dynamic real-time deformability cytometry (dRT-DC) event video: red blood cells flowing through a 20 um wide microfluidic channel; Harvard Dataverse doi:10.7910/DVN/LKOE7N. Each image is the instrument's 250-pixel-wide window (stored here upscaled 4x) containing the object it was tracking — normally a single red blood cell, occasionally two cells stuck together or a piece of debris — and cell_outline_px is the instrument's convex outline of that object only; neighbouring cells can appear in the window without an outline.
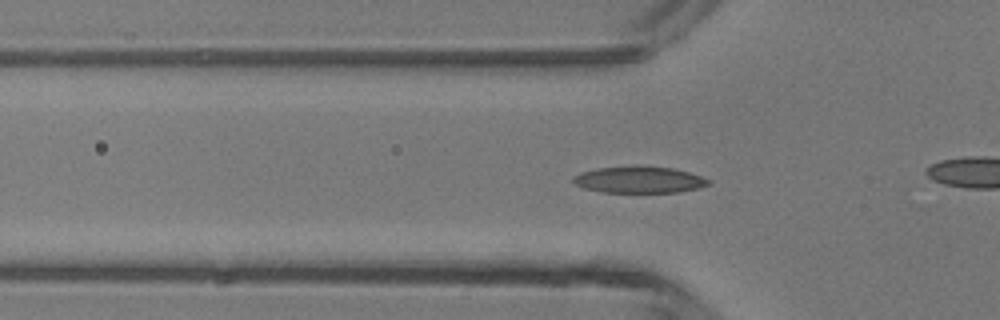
{"species": "common noctule bat (a hibernating species)", "species_latin": "Nyctalus noctula", "temperature_condition": "room temperature", "stored_images_in_passage": 48, "camera_frame_rate_fps": 3000, "um_per_image_px": 0.085, "animal": {"sex": "male", "body_mass_g": 13.3}, "frame": {"image": 1, "passage_image": 15, "time_ms": 4.667, "image_size_px": [1000, 320], "cell_outline_px": [[712, 184], [700, 188], [676, 192], [604, 192], [584, 188], [576, 184], [572, 180], [572, 176], [580, 172], [596, 168], [636, 164], [672, 168], [688, 172], [700, 176], [708, 180]], "centroid_in_image_um": [54.3, 15.25], "position_along_channel_um": 71.5, "area_um2": 21.27}}
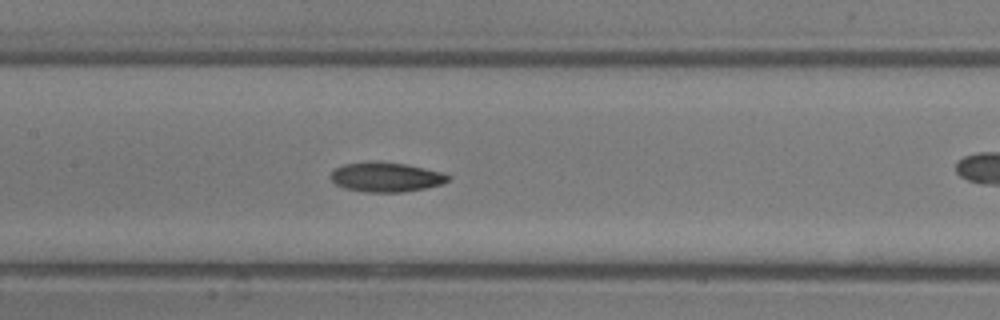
{"frame": {"image": 2, "passage_image": 22, "time_ms": 7.0, "image_size_px": [1000, 320], "cell_outline_px": [[452, 176], [448, 180], [440, 184], [424, 188], [400, 192], [364, 192], [344, 188], [336, 184], [328, 176], [336, 168], [344, 164], [368, 160], [376, 160], [404, 164], [444, 172]], "centroid_in_image_um": [32.78, 15.03], "position_along_channel_um": 174.6, "area_um2": 20.4}}
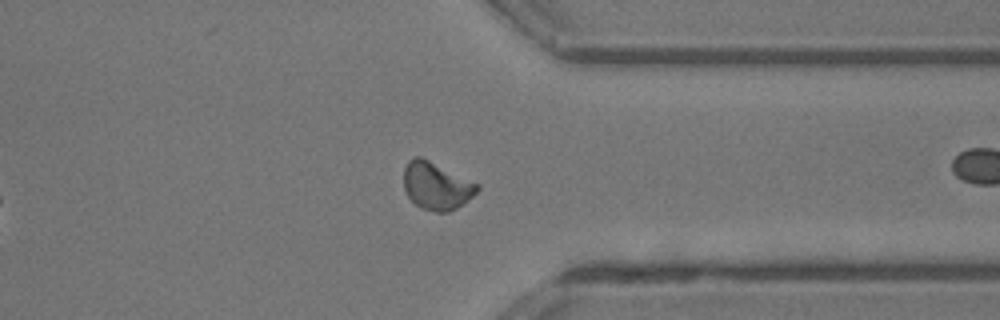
{"frame": {"image": 3, "passage_image": 36, "time_ms": 11.667, "image_size_px": [1000, 320], "cell_outline_px": [[480, 188], [468, 200], [456, 208], [448, 212], [436, 212], [420, 208], [408, 196], [404, 188], [404, 168], [408, 160], [416, 156], [420, 156], [480, 184]], "centroid_in_image_um": [37.09, 15.8], "position_along_channel_um": 374.3, "area_um2": 20.29}, "authors_computed_cell_mechanics": {"area_um2": 19.9121, "velocity_mm_per_s": 4.3639, "shape_relaxation_time_tau1_ms": 4.3597, "shape_relaxation_time_tau2_ms": 5.2217, "deformation_change_tau1": 0.1236, "deformation_change_tau2": 0.0925}}